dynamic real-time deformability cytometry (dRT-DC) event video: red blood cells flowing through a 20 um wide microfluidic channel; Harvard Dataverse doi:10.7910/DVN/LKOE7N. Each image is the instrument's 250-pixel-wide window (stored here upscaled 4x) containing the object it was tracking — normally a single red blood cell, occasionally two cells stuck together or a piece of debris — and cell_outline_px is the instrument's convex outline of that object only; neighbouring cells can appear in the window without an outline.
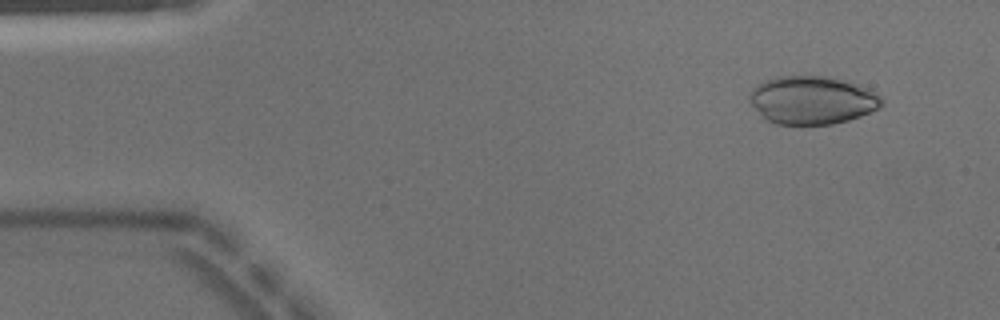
{"species": "Egyptian fruit bat (a non-hibernating species)", "species_latin": "Rousettus aegyptiacus", "temperature_condition": "warm", "stored_images_in_passage": 49, "camera_frame_rate_fps": 3000, "um_per_image_px": 0.085, "animal": {"sex": "male"}, "frame": {"image": 1, "passage_image": 4, "time_ms": 1.0, "image_size_px": [1000, 320], "cell_outline_px": [[884, 104], [880, 108], [860, 116], [848, 120], [832, 124], [776, 124], [768, 120], [748, 100], [752, 88], [756, 84], [776, 76], [824, 76], [856, 84], [868, 88], [880, 96], [884, 100]], "centroid_in_image_um": [69.05, 8.51], "position_along_channel_um": 16.0, "area_um2": 36.82}}